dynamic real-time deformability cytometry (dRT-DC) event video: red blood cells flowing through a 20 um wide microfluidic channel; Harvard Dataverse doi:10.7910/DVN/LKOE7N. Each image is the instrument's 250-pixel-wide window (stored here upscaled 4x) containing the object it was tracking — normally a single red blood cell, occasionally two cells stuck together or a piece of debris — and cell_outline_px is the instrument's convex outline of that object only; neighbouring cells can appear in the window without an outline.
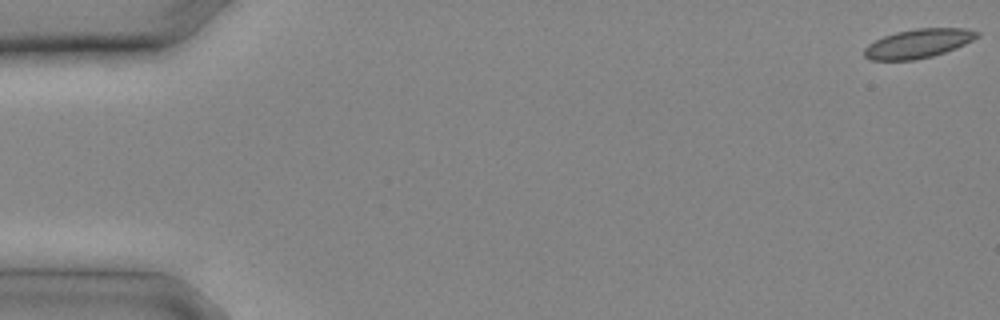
{"species": "common noctule bat (a hibernating species)", "species_latin": "Nyctalus noctula", "temperature_condition": "cold", "stored_images_in_passage": 15, "camera_frame_rate_fps": 3000, "um_per_image_px": 0.085, "animal": {"sex": "male", "body_mass_g": 20.4}, "frame": {"image": 1, "passage_image": 1, "time_ms": 0.0, "image_size_px": [1000, 320], "cell_outline_px": [[980, 36], [956, 48], [932, 56], [912, 60], [872, 60], [864, 56], [864, 48], [868, 44], [884, 36], [896, 32], [916, 28], [964, 28], [980, 32]], "centroid_in_image_um": [78.05, 3.69], "position_along_channel_um": 6.9, "area_um2": 18.96}}
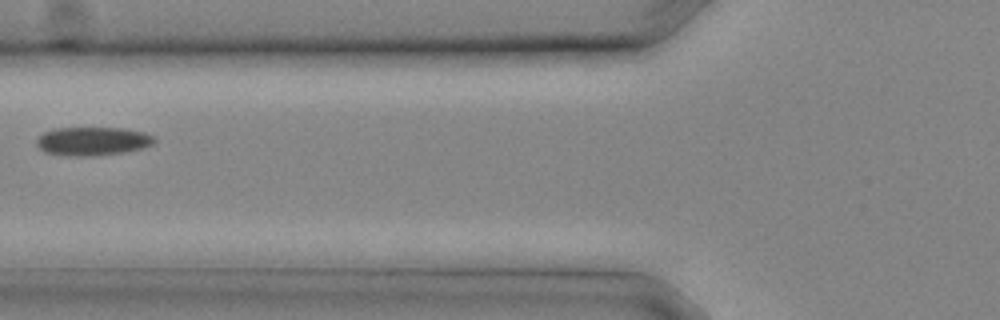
{"frame": {"image": 2, "passage_image": 11, "time_ms": 3.333, "image_size_px": [1000, 320], "cell_outline_px": [[156, 140], [152, 144], [144, 148], [124, 152], [92, 156], [64, 156], [44, 152], [36, 144], [36, 140], [44, 132], [56, 128], [120, 128], [144, 132], [152, 136]], "centroid_in_image_um": [7.85, 12.01], "position_along_channel_um": 117.9, "area_um2": 19.59}}
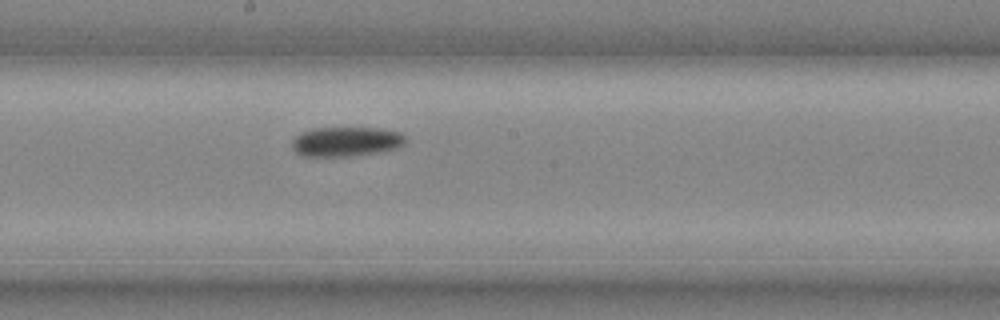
{"frame": {"image": 3, "passage_image": 15, "time_ms": 4.667, "image_size_px": [1000, 320], "cell_outline_px": [[404, 144], [396, 148], [384, 152], [348, 156], [304, 156], [296, 152], [292, 148], [292, 140], [296, 136], [312, 128], [380, 128], [400, 132], [404, 136]], "centroid_in_image_um": [29.43, 12.04], "position_along_channel_um": 218.8, "area_um2": 19.54}}